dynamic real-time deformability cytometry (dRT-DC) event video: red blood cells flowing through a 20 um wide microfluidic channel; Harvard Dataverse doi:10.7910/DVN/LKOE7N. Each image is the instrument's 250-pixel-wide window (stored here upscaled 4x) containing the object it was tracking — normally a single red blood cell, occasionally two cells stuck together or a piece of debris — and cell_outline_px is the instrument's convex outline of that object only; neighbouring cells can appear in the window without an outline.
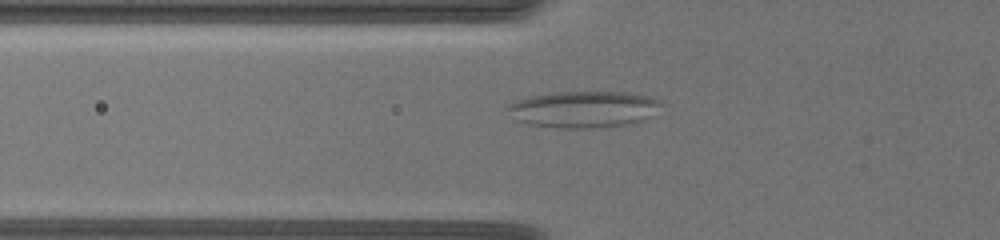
{"species": "common noctule bat (a hibernating species)", "species_latin": "Nyctalus noctula", "temperature_condition": "warm", "stored_images_in_passage": 63, "camera_frame_rate_fps": 3000, "um_per_image_px": 0.085, "animal": {"sex": "female", "body_mass_g": 19.5, "forearm_length_mm": 54.1}, "frame": {"image": 1, "passage_image": 31, "time_ms": 10.0, "image_size_px": [1000, 240], "cell_outline_px": [[660, 104], [648, 116], [640, 120], [624, 124], [592, 128], [560, 128], [532, 124], [516, 120], [504, 108], [508, 104], [516, 100], [528, 96], [552, 92], [628, 92], [648, 96], [660, 100]], "centroid_in_image_um": [49.5, 9.27], "position_along_channel_um": 76.3, "area_um2": 32.31}}
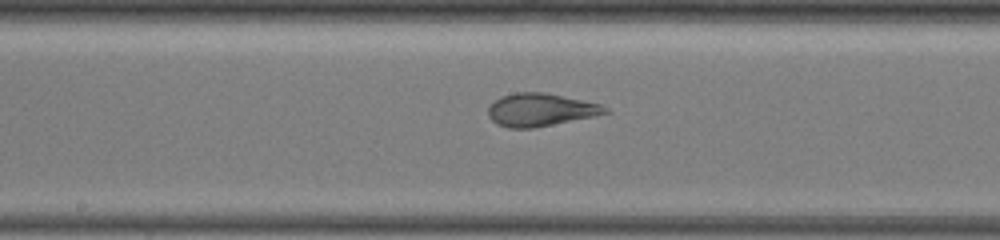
{"frame": {"image": 2, "passage_image": 44, "time_ms": 14.333, "image_size_px": [1000, 240], "cell_outline_px": [[612, 112], [532, 128], [508, 128], [496, 124], [488, 116], [488, 108], [500, 96], [512, 92], [544, 92], [600, 104], [608, 108]], "centroid_in_image_um": [45.9, 9.32], "position_along_channel_um": 202.3, "area_um2": 22.2}}
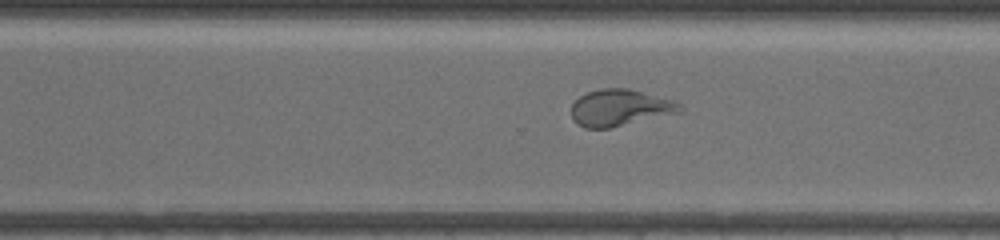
{"frame": {"image": 3, "passage_image": 56, "time_ms": 18.333, "image_size_px": [1000, 240], "cell_outline_px": [[684, 108], [680, 112], [608, 128], [584, 128], [576, 124], [572, 120], [572, 104], [580, 96], [588, 92], [608, 84], [628, 88], [672, 100], [680, 104]], "centroid_in_image_um": [52.64, 9.12], "position_along_channel_um": 318.0, "area_um2": 23.41}}